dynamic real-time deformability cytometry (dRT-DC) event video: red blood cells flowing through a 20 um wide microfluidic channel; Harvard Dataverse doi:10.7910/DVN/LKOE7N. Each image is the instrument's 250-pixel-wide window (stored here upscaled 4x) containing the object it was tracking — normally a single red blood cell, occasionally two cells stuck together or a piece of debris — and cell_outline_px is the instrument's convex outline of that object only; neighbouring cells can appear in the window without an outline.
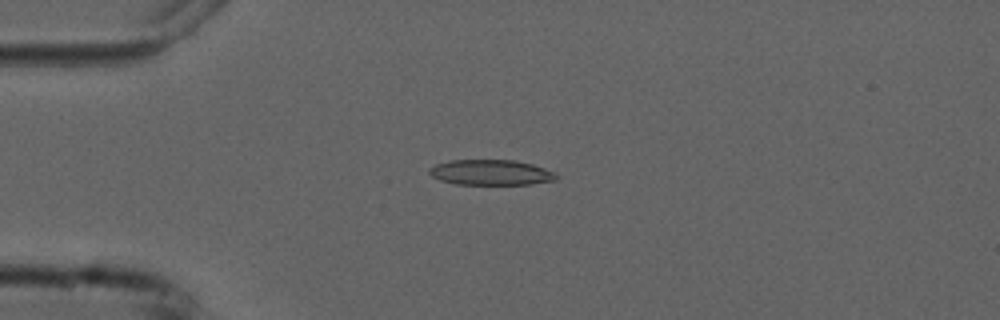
{"species": "common noctule bat (a hibernating species)", "species_latin": "Nyctalus noctula", "temperature_condition": "cold", "stored_images_in_passage": 4, "camera_frame_rate_fps": 3000, "um_per_image_px": 0.085, "animal": {"sex": "male", "forearm_length_mm": 52.5}, "frame": {"image": 1, "passage_image": 3, "time_ms": 2.0, "image_size_px": [1000, 320], "cell_outline_px": [[556, 180], [532, 184], [456, 184], [440, 180], [432, 176], [428, 172], [428, 168], [436, 164], [448, 160], [516, 160], [532, 164], [556, 172]], "centroid_in_image_um": [41.71, 14.65], "position_along_channel_um": 43.3, "area_um2": 18.84}}